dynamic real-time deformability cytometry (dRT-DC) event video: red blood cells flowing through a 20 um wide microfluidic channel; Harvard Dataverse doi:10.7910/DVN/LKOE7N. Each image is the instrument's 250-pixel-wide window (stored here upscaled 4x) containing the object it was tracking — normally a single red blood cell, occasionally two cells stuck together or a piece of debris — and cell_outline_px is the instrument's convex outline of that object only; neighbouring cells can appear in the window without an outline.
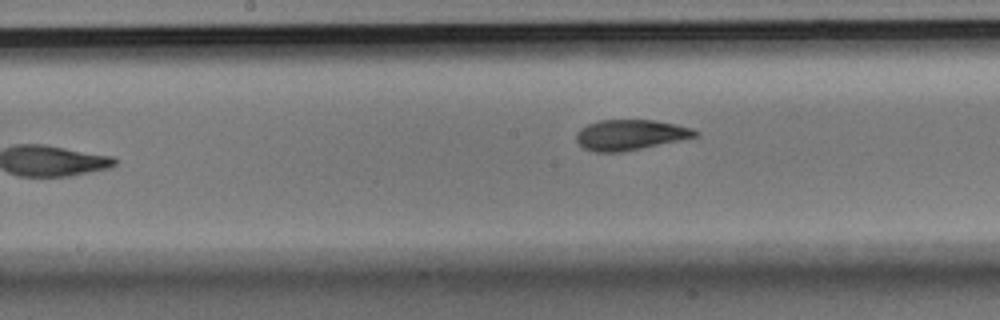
{"species": "Egyptian fruit bat (a non-hibernating species)", "species_latin": "Rousettus aegyptiacus", "temperature_condition": "room temperature", "stored_images_in_passage": 8, "camera_frame_rate_fps": 3000, "um_per_image_px": 0.085, "animal": {"sex": "male"}, "frame": {"image": 1, "passage_image": 8, "time_ms": 2.333, "image_size_px": [1000, 320], "cell_outline_px": [[700, 132], [696, 136], [680, 140], [620, 152], [596, 152], [584, 148], [576, 140], [576, 132], [580, 128], [588, 124], [600, 120], [656, 120], [676, 124], [692, 128]], "centroid_in_image_um": [53.56, 11.45], "position_along_channel_um": 194.6, "area_um2": 20.92}}